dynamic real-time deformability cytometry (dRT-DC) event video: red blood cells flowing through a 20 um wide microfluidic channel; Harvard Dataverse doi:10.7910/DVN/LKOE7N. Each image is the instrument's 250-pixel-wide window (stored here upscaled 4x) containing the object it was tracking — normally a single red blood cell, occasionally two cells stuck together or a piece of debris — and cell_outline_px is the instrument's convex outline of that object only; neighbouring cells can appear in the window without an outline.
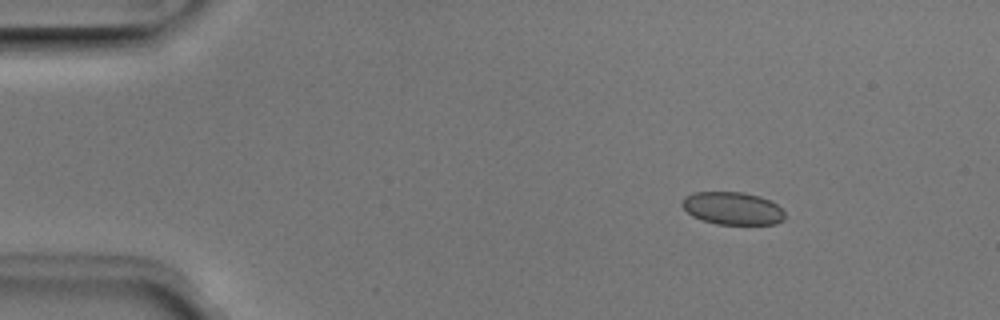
{"species": "Egyptian fruit bat (a non-hibernating species)", "species_latin": "Rousettus aegyptiacus", "temperature_condition": "room temperature", "stored_images_in_passage": 7, "camera_frame_rate_fps": 3000, "um_per_image_px": 0.085, "animal": {"sex": "male"}, "frame": {"image": 1, "passage_image": 3, "time_ms": 0.667, "image_size_px": [1000, 320], "cell_outline_px": [[784, 220], [776, 224], [716, 224], [692, 216], [680, 204], [680, 200], [684, 196], [692, 192], [744, 192], [760, 196], [776, 204], [784, 212]], "centroid_in_image_um": [62.23, 17.7], "position_along_channel_um": 22.8, "area_um2": 19.65}}
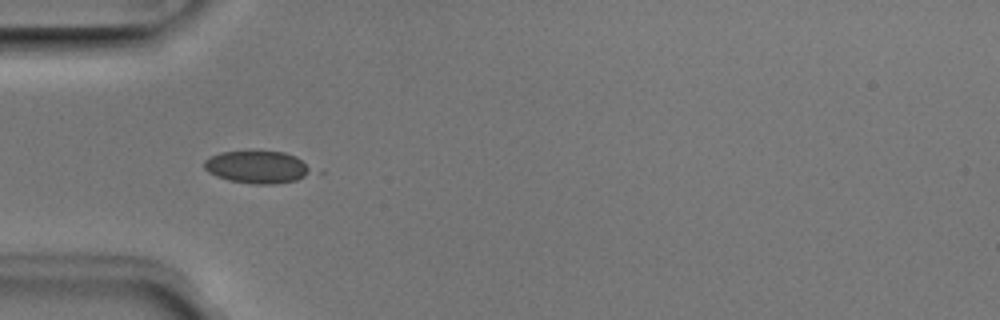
{"frame": {"image": 2, "passage_image": 5, "time_ms": 1.333, "image_size_px": [1000, 320], "cell_outline_px": [[312, 172], [296, 180], [272, 184], [252, 184], [228, 180], [216, 176], [208, 172], [204, 168], [204, 160], [220, 152], [248, 148], [284, 152], [296, 156], [312, 168]], "centroid_in_image_um": [21.83, 14.15], "position_along_channel_um": 63.2, "area_um2": 20.98}}
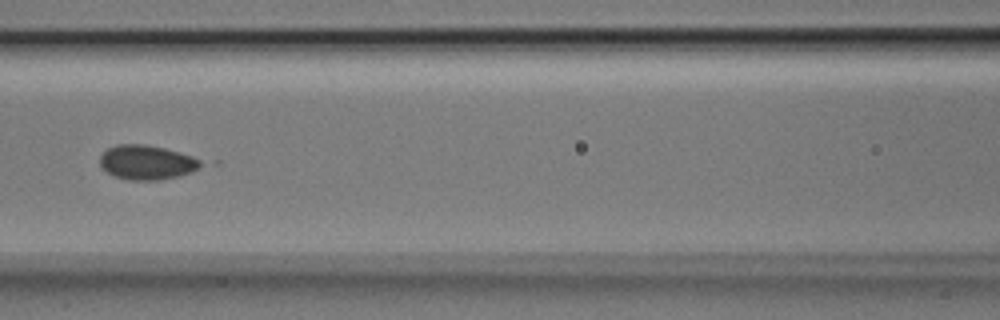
{"frame": {"image": 3, "passage_image": 7, "time_ms": 2.0, "image_size_px": [1000, 320], "cell_outline_px": [[204, 164], [192, 172], [180, 176], [160, 180], [128, 180], [116, 176], [100, 168], [100, 156], [108, 148], [116, 144], [144, 144], [164, 148], [180, 152], [192, 156], [200, 160]], "centroid_in_image_um": [12.48, 13.8], "position_along_channel_um": 154.1, "area_um2": 20.35}}